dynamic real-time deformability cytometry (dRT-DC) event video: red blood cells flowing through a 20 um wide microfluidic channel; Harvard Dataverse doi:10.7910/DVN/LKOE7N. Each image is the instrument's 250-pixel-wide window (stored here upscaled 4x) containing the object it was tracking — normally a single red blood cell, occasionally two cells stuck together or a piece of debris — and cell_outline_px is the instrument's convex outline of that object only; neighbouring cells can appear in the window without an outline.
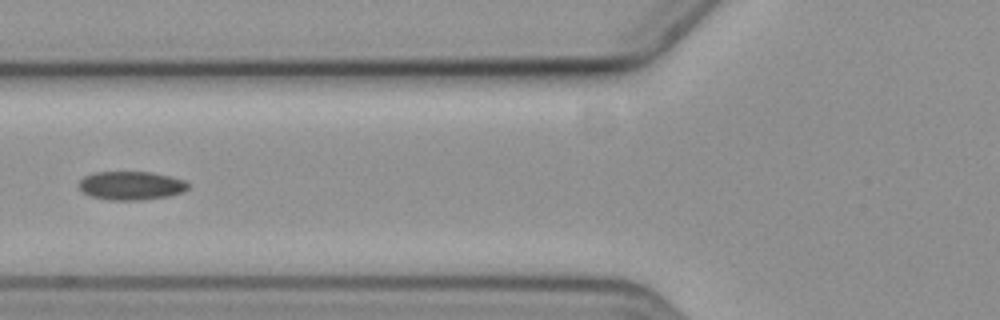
{"species": "common noctule bat (a hibernating species)", "species_latin": "Nyctalus noctula", "temperature_condition": "cold", "stored_images_in_passage": 3, "camera_frame_rate_fps": 3000, "um_per_image_px": 0.085, "animal": {"sex": "female", "body_mass_g": 19.3, "forearm_length_mm": 54.1}, "frame": {"image": 1, "passage_image": 3, "time_ms": 3.333, "image_size_px": [1000, 320], "cell_outline_px": [[192, 184], [184, 192], [168, 196], [140, 200], [108, 200], [92, 196], [84, 192], [80, 188], [80, 180], [84, 176], [92, 172], [152, 172], [184, 180]], "centroid_in_image_um": [11.18, 15.77], "position_along_channel_um": 114.6, "area_um2": 18.21}}